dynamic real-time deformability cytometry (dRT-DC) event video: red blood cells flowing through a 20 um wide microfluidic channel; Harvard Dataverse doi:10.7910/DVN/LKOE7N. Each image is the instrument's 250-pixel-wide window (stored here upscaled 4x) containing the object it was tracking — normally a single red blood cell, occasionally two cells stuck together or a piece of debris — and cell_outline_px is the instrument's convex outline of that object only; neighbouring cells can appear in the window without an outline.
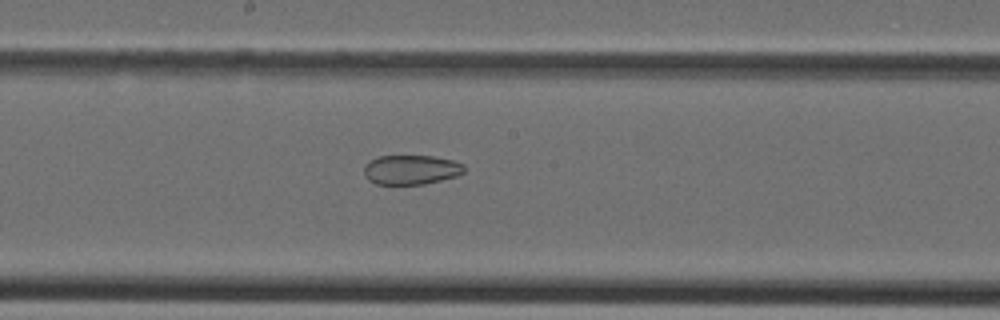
{"species": "Egyptian fruit bat (a non-hibernating species)", "species_latin": "Rousettus aegyptiacus", "temperature_condition": "cold", "stored_images_in_passage": 38, "segment_of_instrument_passage": [2, 2], "camera_frame_rate_fps": 3000, "um_per_image_px": 0.085, "animal": {"sex": "female"}, "frame": {"image": 1, "passage_image": 20, "time_ms": 6.333, "image_size_px": [1000, 320], "cell_outline_px": [[464, 172], [456, 176], [424, 184], [376, 184], [368, 180], [364, 176], [364, 164], [368, 160], [380, 156], [432, 156], [452, 160], [464, 164]], "centroid_in_image_um": [34.9, 14.42], "position_along_channel_um": 213.3, "area_um2": 17.28}}
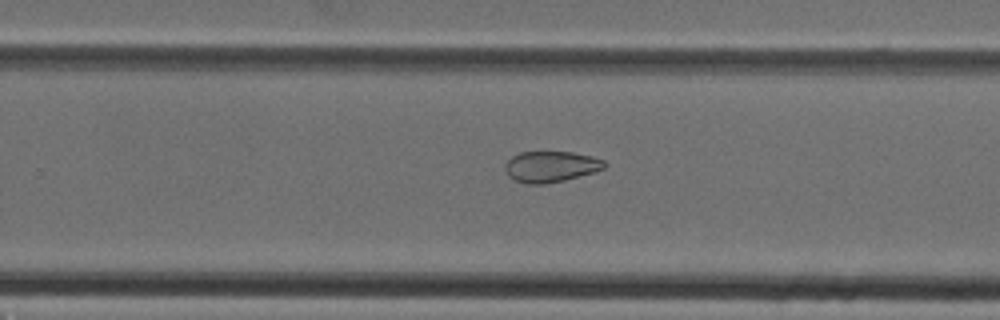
{"frame": {"image": 2, "passage_image": 24, "time_ms": 7.667, "image_size_px": [1000, 320], "cell_outline_px": [[608, 164], [604, 168], [596, 172], [564, 180], [544, 184], [528, 184], [512, 180], [508, 176], [504, 168], [504, 164], [512, 156], [520, 152], [572, 152], [592, 156], [604, 160]], "centroid_in_image_um": [46.81, 14.17], "position_along_channel_um": 283.0, "area_um2": 18.15}}
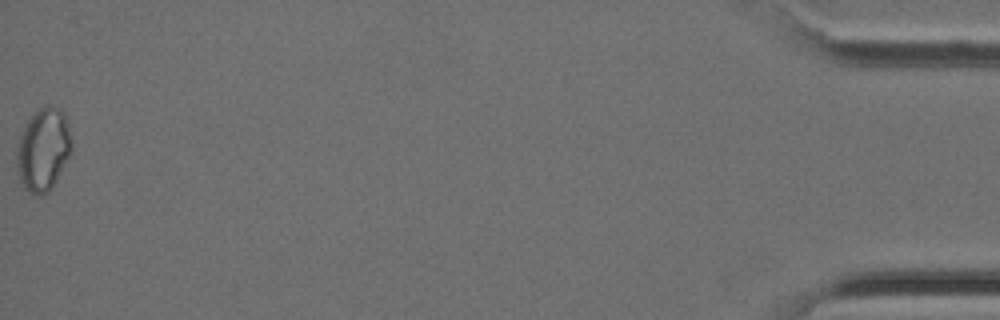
{"frame": {"image": 3, "passage_image": 38, "time_ms": 12.333, "image_size_px": [1000, 320], "cell_outline_px": [[72, 152], [52, 188], [48, 192], [40, 196], [28, 192], [24, 188], [20, 180], [16, 164], [16, 148], [20, 136], [28, 120], [44, 104], [52, 104], [60, 108], [64, 112], [68, 124], [72, 144]], "centroid_in_image_um": [3.69, 12.71], "position_along_channel_um": 431.5, "area_um2": 26.82}}